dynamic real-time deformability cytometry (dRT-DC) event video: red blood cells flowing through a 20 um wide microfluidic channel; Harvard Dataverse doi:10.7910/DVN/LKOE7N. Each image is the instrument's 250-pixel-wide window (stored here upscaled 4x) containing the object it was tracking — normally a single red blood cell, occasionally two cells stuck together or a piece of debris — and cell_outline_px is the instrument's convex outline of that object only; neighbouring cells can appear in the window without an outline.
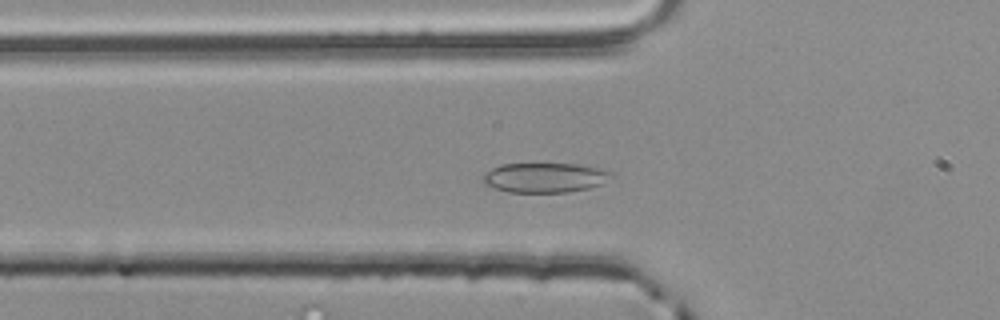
{"species": "common noctule bat (a hibernating species)", "species_latin": "Nyctalus noctula", "temperature_condition": "room temperature", "stored_images_in_passage": 51, "camera_frame_rate_fps": 3000, "um_per_image_px": 0.085, "animal": {"sex": "male", "body_mass_g": 20.4}, "frame": {"image": 1, "passage_image": 14, "time_ms": 4.333, "image_size_px": [1000, 320], "cell_outline_px": [[616, 176], [600, 184], [588, 188], [568, 192], [508, 192], [484, 184], [480, 180], [484, 172], [500, 164], [576, 164], [604, 168], [612, 172]], "centroid_in_image_um": [46.32, 15.09], "position_along_channel_um": 79.5, "area_um2": 22.48}}
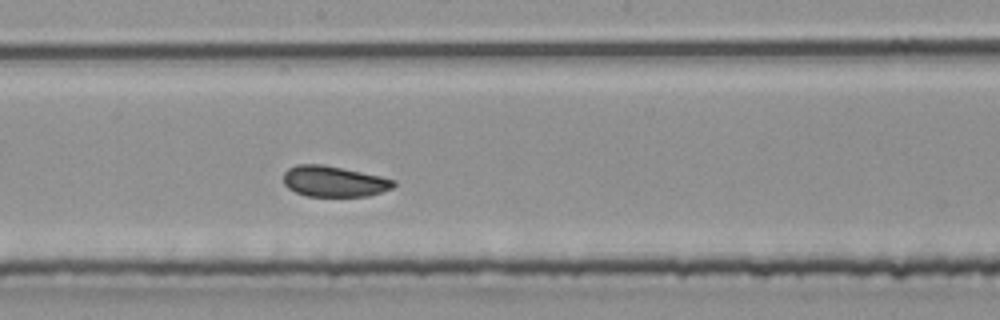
{"frame": {"image": 2, "passage_image": 25, "time_ms": 8.0, "image_size_px": [1000, 320], "cell_outline_px": [[396, 184], [392, 188], [368, 196], [308, 196], [296, 192], [288, 188], [284, 184], [284, 172], [288, 168], [296, 164], [324, 164], [380, 176], [396, 180]], "centroid_in_image_um": [28.38, 15.41], "position_along_channel_um": 219.8, "area_um2": 19.77}}
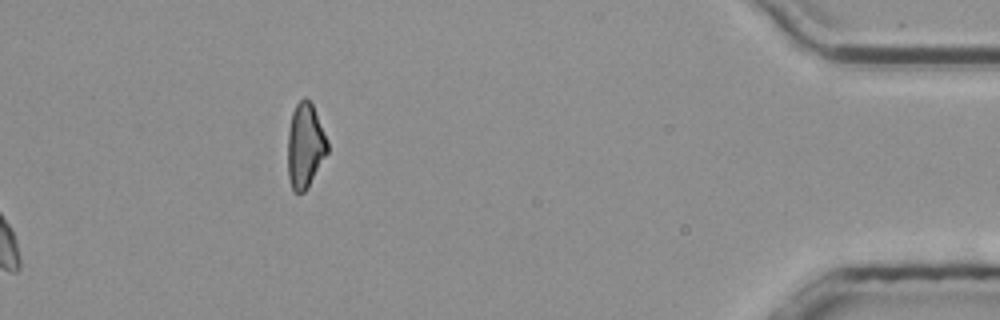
{"frame": {"image": 3, "passage_image": 51, "time_ms": 16.667, "image_size_px": [1000, 320], "cell_outline_px": [[328, 152], [308, 188], [304, 192], [296, 192], [292, 188], [288, 176], [288, 132], [292, 112], [296, 104], [304, 96], [312, 104], [328, 140]], "centroid_in_image_um": [25.94, 12.38], "position_along_channel_um": 409.3, "area_um2": 19.59}, "authors_computed_cell_mechanics": {"area_um2": 20.4034, "velocity_mm_per_s": 3.8126, "shape_relaxation_time_tau1_ms": 2.0412, "shape_relaxation_time_tau2_ms": 2.207, "deformation_change_tau1": 0.07, "deformation_change_tau2": 0.0524}}